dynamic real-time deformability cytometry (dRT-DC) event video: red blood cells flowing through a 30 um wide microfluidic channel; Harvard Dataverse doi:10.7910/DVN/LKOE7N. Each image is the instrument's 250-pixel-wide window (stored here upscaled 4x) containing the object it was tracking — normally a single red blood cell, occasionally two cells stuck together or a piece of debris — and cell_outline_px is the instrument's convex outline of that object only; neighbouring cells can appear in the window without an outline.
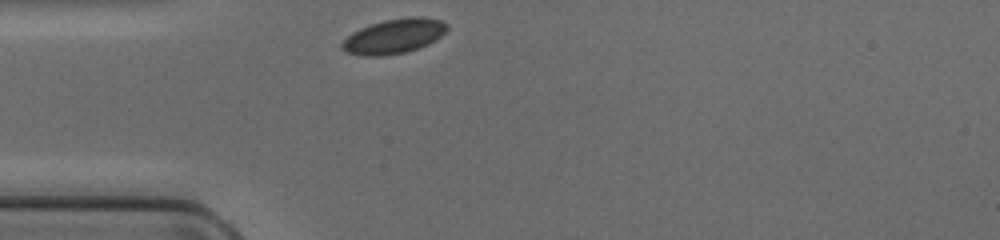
{"species": "common noctule bat (a hibernating species)", "species_latin": "Nyctalus noctula", "temperature_condition": "cold", "stored_images_in_passage": 26, "camera_frame_rate_fps": 3000, "um_per_image_px": 0.085, "animal": {"sex": "female", "body_mass_g": 17.0, "forearm_length_mm": 48.0}, "frame": {"image": 1, "passage_image": 1, "time_ms": 0.0, "image_size_px": [1000, 240], "cell_outline_px": [[448, 28], [440, 36], [428, 44], [404, 52], [380, 56], [360, 56], [344, 52], [340, 48], [340, 44], [352, 32], [360, 28], [384, 20], [412, 16], [424, 16], [440, 20], [448, 24]], "centroid_in_image_um": [33.45, 3.08], "position_along_channel_um": 51.6, "area_um2": 21.21}}
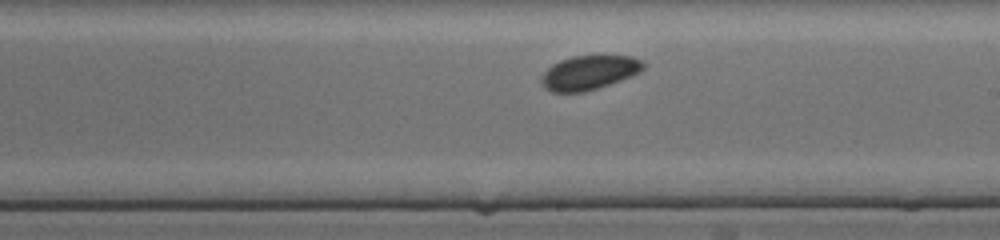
{"frame": {"image": 2, "passage_image": 15, "time_ms": 4.667, "image_size_px": [1000, 240], "cell_outline_px": [[644, 68], [640, 72], [632, 76], [584, 92], [552, 92], [544, 88], [540, 80], [544, 72], [552, 64], [560, 60], [572, 56], [632, 56], [640, 60], [644, 64]], "centroid_in_image_um": [50.05, 6.17], "position_along_channel_um": 239.0, "area_um2": 20.17}}
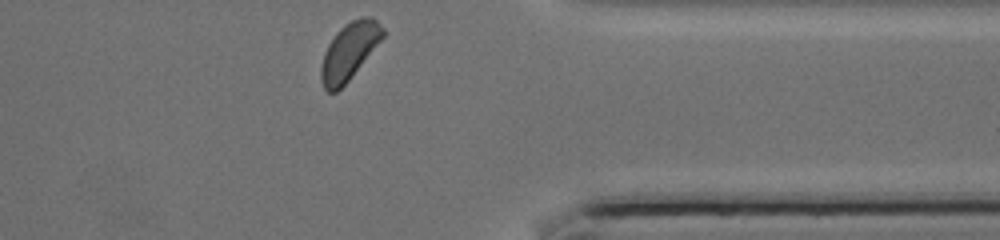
{"frame": {"image": 3, "passage_image": 26, "time_ms": 8.333, "image_size_px": [1000, 240], "cell_outline_px": [[384, 36], [348, 80], [336, 92], [328, 92], [324, 88], [320, 80], [320, 68], [324, 52], [328, 44], [336, 32], [344, 24], [360, 16], [368, 16], [376, 20], [384, 28]], "centroid_in_image_um": [29.66, 4.34], "position_along_channel_um": 381.7, "area_um2": 20.29}}